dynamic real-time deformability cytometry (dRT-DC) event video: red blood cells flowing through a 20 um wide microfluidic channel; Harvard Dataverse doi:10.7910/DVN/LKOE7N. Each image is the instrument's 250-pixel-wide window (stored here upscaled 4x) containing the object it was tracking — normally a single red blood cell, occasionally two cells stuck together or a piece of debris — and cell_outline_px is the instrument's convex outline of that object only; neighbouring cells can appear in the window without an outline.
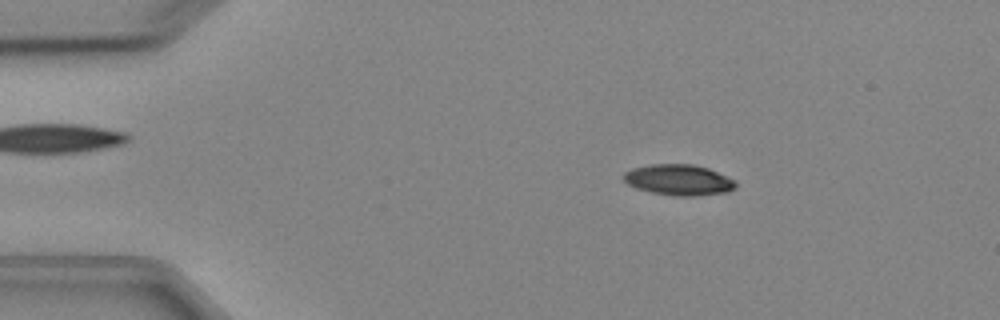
{"species": "Egyptian fruit bat (a non-hibernating species)", "species_latin": "Rousettus aegyptiacus", "temperature_condition": "cold", "stored_images_in_passage": 3, "camera_frame_rate_fps": 3000, "um_per_image_px": 0.085, "animal": {"sex": "female"}, "frame": {"image": 1, "passage_image": 2, "time_ms": 1.0, "image_size_px": [1000, 320], "cell_outline_px": [[736, 188], [728, 192], [692, 196], [676, 196], [652, 192], [636, 188], [628, 184], [620, 176], [624, 172], [632, 168], [652, 164], [692, 164], [708, 168], [736, 180]], "centroid_in_image_um": [57.69, 15.29], "position_along_channel_um": 27.3, "area_um2": 20.23}}